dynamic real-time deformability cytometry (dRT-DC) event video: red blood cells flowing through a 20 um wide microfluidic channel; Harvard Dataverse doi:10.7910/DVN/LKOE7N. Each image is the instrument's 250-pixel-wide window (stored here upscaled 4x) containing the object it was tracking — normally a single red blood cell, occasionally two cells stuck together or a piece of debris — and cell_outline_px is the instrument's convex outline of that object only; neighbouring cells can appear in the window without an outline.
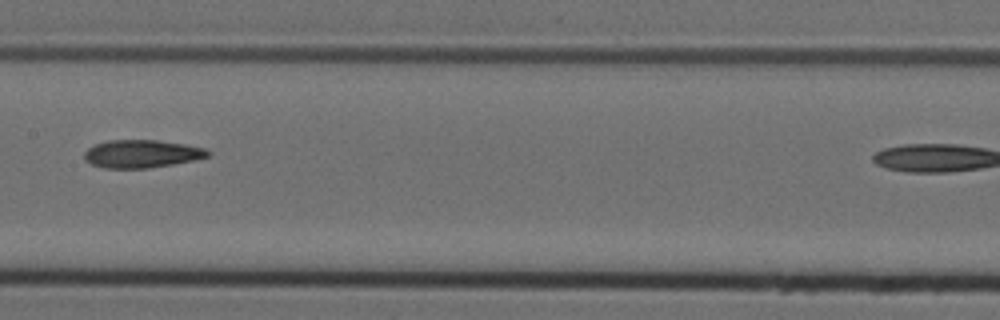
{"species": "Egyptian fruit bat (a non-hibernating species)", "species_latin": "Rousettus aegyptiacus", "temperature_condition": "cold", "stored_images_in_passage": 9, "camera_frame_rate_fps": 3000, "um_per_image_px": 0.085, "animal": {"sex": "female"}, "frame": {"image": 1, "passage_image": 6, "time_ms": 1.667, "image_size_px": [1000, 320], "cell_outline_px": [[212, 152], [208, 156], [196, 160], [148, 168], [104, 168], [92, 164], [84, 160], [84, 152], [88, 148], [96, 144], [108, 140], [156, 140], [184, 144], [204, 148]], "centroid_in_image_um": [12.04, 13.07], "position_along_channel_um": 195.4, "area_um2": 20.06}}
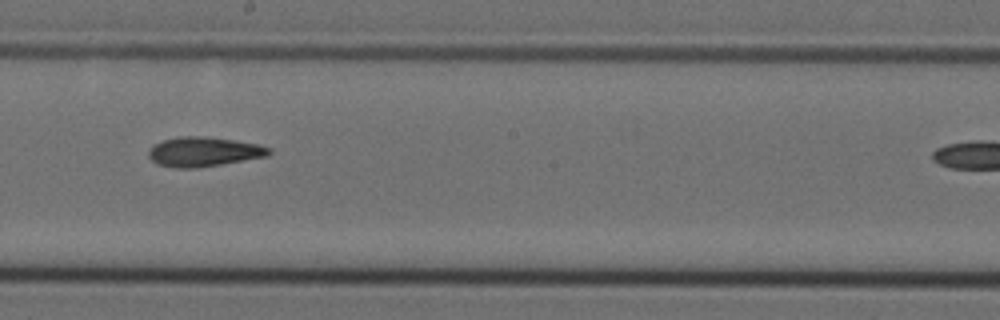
{"frame": {"image": 2, "passage_image": 7, "time_ms": 2.0, "image_size_px": [1000, 320], "cell_outline_px": [[272, 152], [268, 156], [196, 168], [176, 168], [156, 164], [148, 156], [148, 152], [152, 144], [164, 140], [180, 136], [204, 136], [260, 144], [272, 148]], "centroid_in_image_um": [17.31, 12.89], "position_along_channel_um": 230.9, "area_um2": 20.81}}